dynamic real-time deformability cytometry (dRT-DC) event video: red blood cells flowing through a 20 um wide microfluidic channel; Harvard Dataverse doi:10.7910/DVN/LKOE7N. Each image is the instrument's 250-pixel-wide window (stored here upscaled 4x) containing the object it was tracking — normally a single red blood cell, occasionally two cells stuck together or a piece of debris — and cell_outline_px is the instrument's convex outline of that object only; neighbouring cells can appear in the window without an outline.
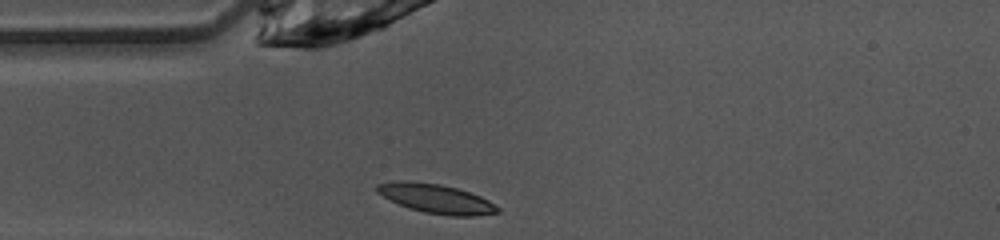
{"species": "common noctule bat (a hibernating species)", "species_latin": "Nyctalus noctula", "temperature_condition": "warm", "stored_images_in_passage": 37, "camera_frame_rate_fps": 3000, "um_per_image_px": 0.085, "animal": {"sex": "female", "body_mass_g": 10.0, "forearm_length_mm": 53.1}, "frame": {"image": 1, "passage_image": 1, "time_ms": 0.0, "image_size_px": [1000, 240], "cell_outline_px": [[500, 212], [476, 216], [452, 216], [424, 212], [400, 204], [376, 192], [376, 184], [392, 180], [408, 180], [440, 184], [456, 188], [480, 196], [488, 200], [500, 208]], "centroid_in_image_um": [37.07, 16.87], "position_along_channel_um": 47.9, "area_um2": 20.4}}
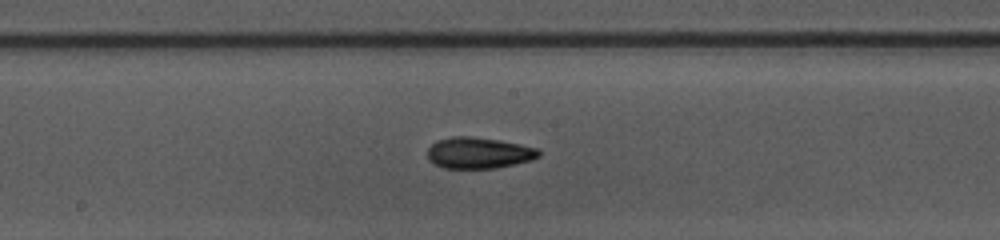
{"frame": {"image": 2, "passage_image": 13, "time_ms": 4.0, "image_size_px": [1000, 240], "cell_outline_px": [[540, 156], [532, 160], [516, 164], [492, 168], [444, 168], [428, 160], [428, 148], [436, 140], [452, 136], [468, 136], [500, 140], [520, 144], [536, 148], [540, 152]], "centroid_in_image_um": [40.68, 12.99], "position_along_channel_um": 207.5, "area_um2": 20.23}}
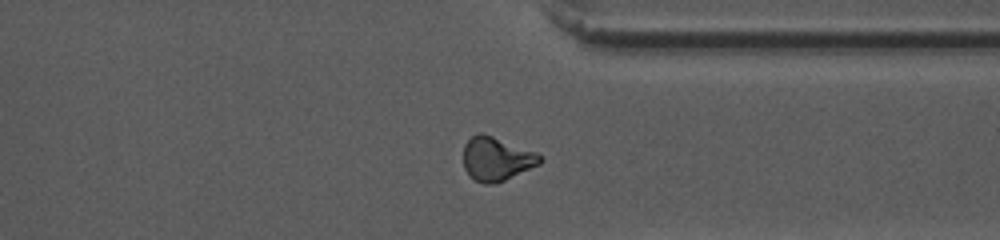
{"frame": {"image": 3, "passage_image": 25, "time_ms": 8.0, "image_size_px": [1000, 240], "cell_outline_px": [[544, 160], [540, 164], [504, 180], [492, 184], [484, 184], [476, 180], [464, 168], [464, 144], [476, 132], [484, 132], [536, 152], [544, 156]], "centroid_in_image_um": [42.23, 13.47], "position_along_channel_um": 369.2, "area_um2": 19.59}, "authors_computed_cell_mechanics": {"area_um2": 19.3052, "velocity_mm_per_s": 4.1117, "shape_relaxation_time_tau1_ms": 4.6723, "shape_relaxation_time_tau2_ms": 5.3321, "deformation_change_tau1": 0.172, "deformation_change_tau2": 0.1028}}